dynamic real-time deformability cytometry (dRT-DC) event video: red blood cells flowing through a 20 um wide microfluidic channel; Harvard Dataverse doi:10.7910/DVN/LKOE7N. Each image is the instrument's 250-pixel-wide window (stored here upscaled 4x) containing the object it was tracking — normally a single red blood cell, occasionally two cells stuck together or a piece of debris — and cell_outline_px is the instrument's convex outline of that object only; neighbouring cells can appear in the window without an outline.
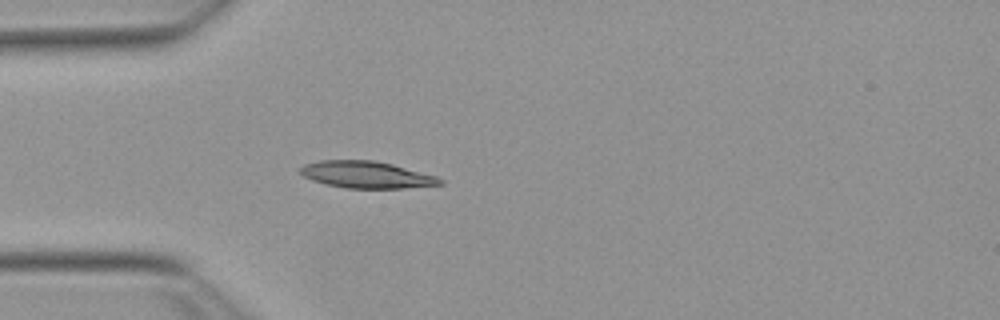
{"species": "Egyptian fruit bat (a non-hibernating species)", "species_latin": "Rousettus aegyptiacus", "temperature_condition": "warm", "stored_images_in_passage": 39, "camera_frame_rate_fps": 3000, "um_per_image_px": 0.085, "animal": {"sex": "female"}, "frame": {"image": 1, "passage_image": 1, "time_ms": 0.0, "image_size_px": [1000, 320], "cell_outline_px": [[444, 184], [404, 188], [344, 188], [312, 180], [304, 176], [300, 172], [300, 168], [304, 164], [320, 160], [372, 160], [392, 164], [436, 176], [444, 180]], "centroid_in_image_um": [31.16, 14.85], "position_along_channel_um": 53.8, "area_um2": 21.73}}
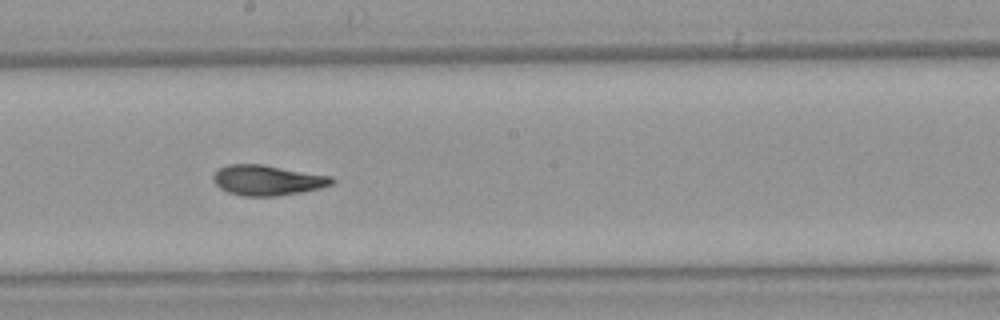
{"frame": {"image": 2, "passage_image": 15, "time_ms": 4.667, "image_size_px": [1000, 320], "cell_outline_px": [[336, 180], [332, 184], [320, 188], [300, 192], [276, 196], [244, 196], [228, 192], [220, 188], [212, 180], [212, 176], [220, 168], [228, 164], [264, 164], [332, 176]], "centroid_in_image_um": [22.74, 15.31], "position_along_channel_um": 225.5, "area_um2": 20.98}}
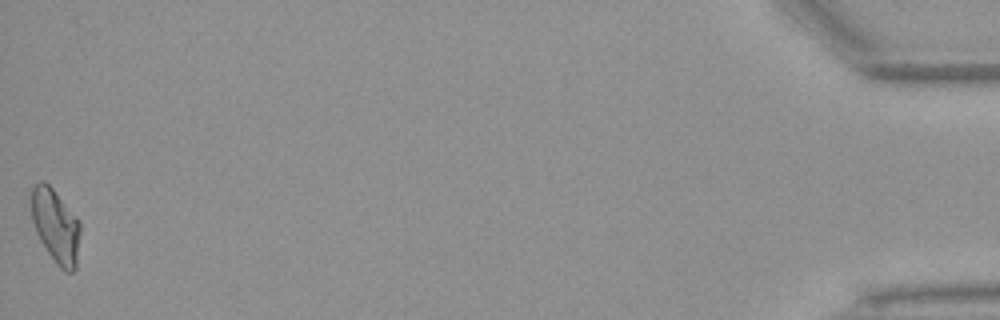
{"frame": {"image": 3, "passage_image": 39, "time_ms": 12.667, "image_size_px": [1000, 320], "cell_outline_px": [[80, 232], [76, 268], [72, 272], [64, 272], [56, 264], [40, 240], [36, 232], [32, 220], [32, 188], [40, 180], [44, 180], [52, 188], [80, 220]], "centroid_in_image_um": [4.75, 19.22], "position_along_channel_um": 430.5, "area_um2": 20.98}, "authors_computed_cell_mechanics": {"area_um2": 20.808, "velocity_mm_per_s": 3.8235, "shape_relaxation_time_tau1_ms": 6.2083, "shape_relaxation_time_tau2_ms": 2.012, "deformation_change_tau1": 0.2167, "deformation_change_tau2": 0.0948}}